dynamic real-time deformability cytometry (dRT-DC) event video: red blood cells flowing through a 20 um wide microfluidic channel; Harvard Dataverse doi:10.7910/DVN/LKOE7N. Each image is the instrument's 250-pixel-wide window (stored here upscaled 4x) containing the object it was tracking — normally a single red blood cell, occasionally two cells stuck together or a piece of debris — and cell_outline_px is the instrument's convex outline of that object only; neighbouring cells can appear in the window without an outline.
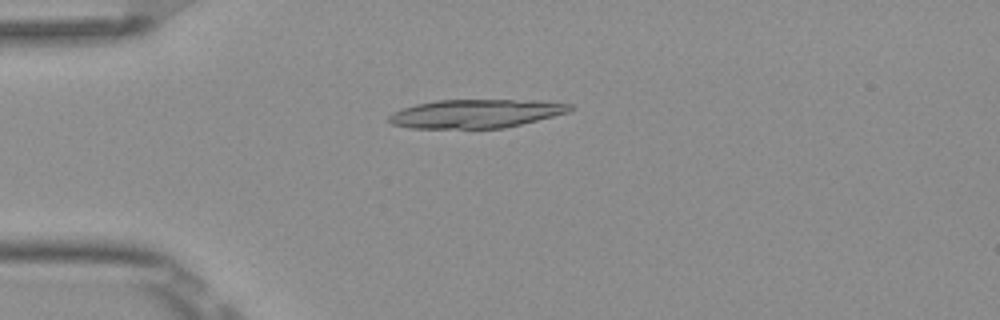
{"species": "Egyptian fruit bat (a non-hibernating species)", "species_latin": "Rousettus aegyptiacus", "temperature_condition": "room temperature", "stored_images_in_passage": 3, "camera_frame_rate_fps": 3000, "um_per_image_px": 0.085, "frame": {"image": 1, "passage_image": 3, "time_ms": 0.667, "image_size_px": [1000, 320], "cell_outline_px": [[576, 108], [568, 112], [504, 128], [412, 128], [392, 124], [388, 120], [388, 116], [392, 112], [416, 104], [436, 100], [540, 100], [572, 104]], "centroid_in_image_um": [40.46, 9.65], "position_along_channel_um": 44.5, "area_um2": 30.11}}